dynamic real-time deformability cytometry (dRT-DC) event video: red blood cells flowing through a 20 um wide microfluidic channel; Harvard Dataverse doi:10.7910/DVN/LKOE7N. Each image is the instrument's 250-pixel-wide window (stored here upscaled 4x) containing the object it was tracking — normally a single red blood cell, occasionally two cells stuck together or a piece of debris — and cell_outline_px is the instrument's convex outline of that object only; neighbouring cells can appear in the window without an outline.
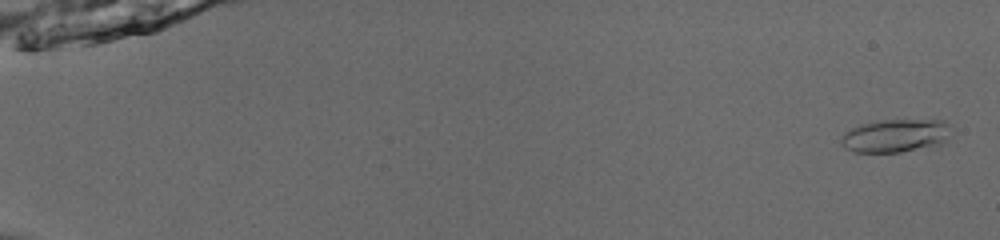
{"species": "common noctule bat (a hibernating species)", "species_latin": "Nyctalus noctula", "temperature_condition": "room temperature", "stored_images_in_passage": 24, "camera_frame_rate_fps": 3000, "um_per_image_px": 0.085, "animal": {"sex": "male", "body_mass_g": 13.0, "forearm_length_mm": 53.1}, "frame": {"image": 1, "passage_image": 2, "time_ms": 0.333, "image_size_px": [1000, 240], "cell_outline_px": [[948, 124], [944, 140], [940, 144], [932, 148], [900, 152], [856, 152], [844, 148], [840, 144], [840, 140], [844, 132], [860, 124], [880, 120], [944, 120]], "centroid_in_image_um": [76.05, 11.55], "position_along_channel_um": 9.0, "area_um2": 21.21}}
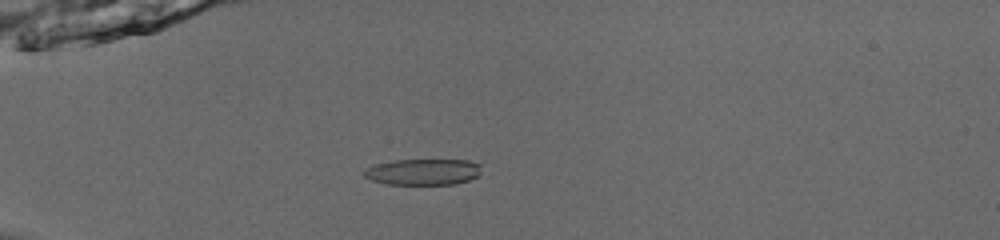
{"frame": {"image": 2, "passage_image": 17, "time_ms": 5.333, "image_size_px": [1000, 240], "cell_outline_px": [[480, 172], [476, 176], [468, 180], [456, 184], [384, 184], [372, 180], [364, 176], [364, 168], [376, 164], [396, 160], [468, 160], [480, 164]], "centroid_in_image_um": [35.94, 14.61], "position_along_channel_um": 49.1, "area_um2": 17.8}}
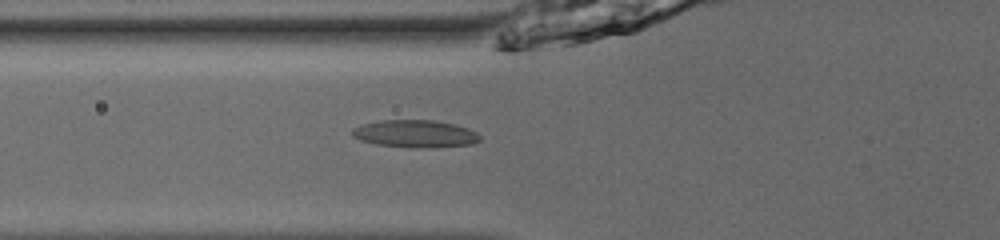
{"frame": {"image": 3, "passage_image": 22, "time_ms": 7.0, "image_size_px": [1000, 240], "cell_outline_px": [[480, 140], [472, 144], [432, 148], [416, 148], [376, 144], [360, 140], [352, 136], [352, 128], [360, 124], [380, 120], [432, 120], [452, 124], [468, 128], [476, 132], [480, 136]], "centroid_in_image_um": [35.26, 11.37], "position_along_channel_um": 90.5, "area_um2": 20.52}}